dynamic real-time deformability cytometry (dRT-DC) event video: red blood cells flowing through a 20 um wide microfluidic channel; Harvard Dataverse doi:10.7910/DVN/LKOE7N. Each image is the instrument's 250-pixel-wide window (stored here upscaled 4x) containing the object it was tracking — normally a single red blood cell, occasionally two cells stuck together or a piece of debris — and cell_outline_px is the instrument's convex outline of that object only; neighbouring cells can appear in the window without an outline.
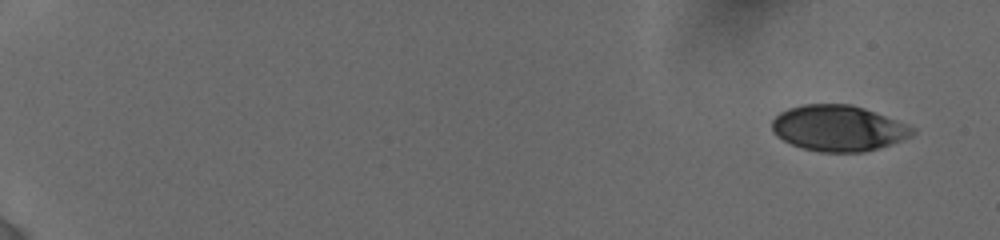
{"species": "human", "species_latin": "Homo sapiens", "temperature_condition": "cold", "stored_images_in_passage": 72, "camera_frame_rate_fps": 3000, "um_per_image_px": 0.085, "donor": {"sex": "female"}, "frame": {"image": 1, "passage_image": 1, "time_ms": 0.0, "image_size_px": [1000, 240], "cell_outline_px": [[916, 132], [912, 136], [864, 152], [820, 152], [800, 148], [776, 136], [772, 132], [772, 120], [780, 112], [788, 108], [804, 104], [848, 104], [864, 108], [916, 128]], "centroid_in_image_um": [71.22, 10.9], "position_along_channel_um": 13.8, "area_um2": 37.34}}
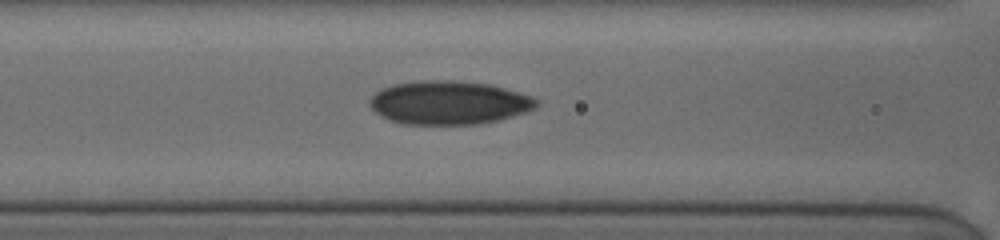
{"frame": {"image": 2, "passage_image": 61, "time_ms": 8.0, "image_size_px": [1000, 240], "cell_outline_px": [[540, 104], [536, 108], [512, 116], [496, 120], [476, 124], [404, 124], [392, 120], [376, 112], [368, 104], [368, 100], [376, 92], [392, 84], [420, 80], [452, 80], [488, 84], [504, 88], [532, 96], [540, 100]], "centroid_in_image_um": [38.17, 8.71], "position_along_channel_um": 128.4, "area_um2": 42.14}}
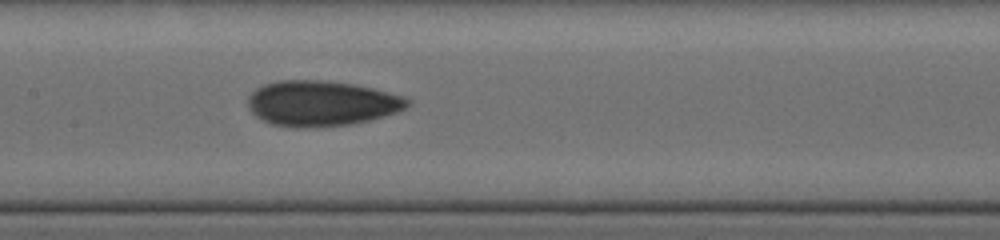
{"frame": {"image": 3, "passage_image": 71, "time_ms": 9.333, "image_size_px": [1000, 240], "cell_outline_px": [[412, 104], [408, 108], [372, 120], [352, 124], [308, 128], [292, 128], [272, 124], [256, 116], [248, 108], [248, 96], [256, 88], [264, 84], [280, 80], [320, 80], [352, 84], [372, 88], [404, 96], [412, 100]], "centroid_in_image_um": [27.35, 8.8], "position_along_channel_um": 180.1, "area_um2": 42.54}}